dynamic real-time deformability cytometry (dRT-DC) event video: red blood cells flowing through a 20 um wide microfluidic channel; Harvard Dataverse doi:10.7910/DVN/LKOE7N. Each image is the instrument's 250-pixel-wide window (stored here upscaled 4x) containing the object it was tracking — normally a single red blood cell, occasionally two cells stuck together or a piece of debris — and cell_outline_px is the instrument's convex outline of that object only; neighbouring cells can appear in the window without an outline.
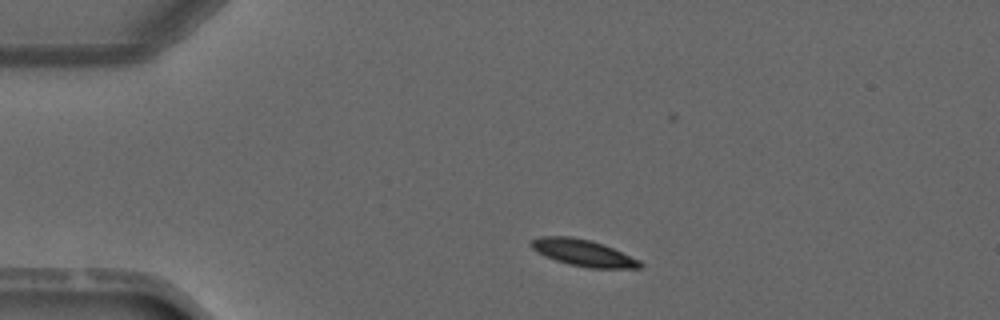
{"species": "common noctule bat (a hibernating species)", "species_latin": "Nyctalus noctula", "temperature_condition": "warm", "stored_images_in_passage": 2, "camera_frame_rate_fps": 3000, "um_per_image_px": 0.085, "animal": {"sex": "male", "forearm_length_mm": 52.5}, "frame": {"image": 1, "passage_image": 1, "time_ms": 0.0, "image_size_px": [1000, 320], "cell_outline_px": [[644, 264], [640, 268], [588, 268], [568, 264], [544, 256], [532, 248], [532, 240], [540, 236], [572, 236], [592, 240], [604, 244], [640, 260]], "centroid_in_image_um": [49.6, 21.49], "position_along_channel_um": 35.4, "area_um2": 16.94}}